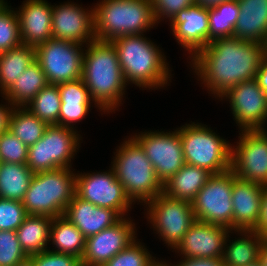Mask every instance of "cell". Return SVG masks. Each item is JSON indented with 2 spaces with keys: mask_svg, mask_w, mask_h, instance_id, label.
<instances>
[{
  "mask_svg": "<svg viewBox=\"0 0 267 266\" xmlns=\"http://www.w3.org/2000/svg\"><path fill=\"white\" fill-rule=\"evenodd\" d=\"M266 54L259 42L230 37L211 41L189 60L198 80L218 99L235 85L255 79Z\"/></svg>",
  "mask_w": 267,
  "mask_h": 266,
  "instance_id": "obj_1",
  "label": "cell"
},
{
  "mask_svg": "<svg viewBox=\"0 0 267 266\" xmlns=\"http://www.w3.org/2000/svg\"><path fill=\"white\" fill-rule=\"evenodd\" d=\"M84 49L82 80L95 107L112 113L122 103L127 83L112 42L94 40Z\"/></svg>",
  "mask_w": 267,
  "mask_h": 266,
  "instance_id": "obj_2",
  "label": "cell"
},
{
  "mask_svg": "<svg viewBox=\"0 0 267 266\" xmlns=\"http://www.w3.org/2000/svg\"><path fill=\"white\" fill-rule=\"evenodd\" d=\"M112 44L127 84L153 90L171 81V70L164 53L144 34L122 36L114 39Z\"/></svg>",
  "mask_w": 267,
  "mask_h": 266,
  "instance_id": "obj_3",
  "label": "cell"
},
{
  "mask_svg": "<svg viewBox=\"0 0 267 266\" xmlns=\"http://www.w3.org/2000/svg\"><path fill=\"white\" fill-rule=\"evenodd\" d=\"M93 7L96 40L144 34L157 24L151 0H102Z\"/></svg>",
  "mask_w": 267,
  "mask_h": 266,
  "instance_id": "obj_4",
  "label": "cell"
},
{
  "mask_svg": "<svg viewBox=\"0 0 267 266\" xmlns=\"http://www.w3.org/2000/svg\"><path fill=\"white\" fill-rule=\"evenodd\" d=\"M118 147L111 167L130 200L145 204L163 193V184L140 144L131 136Z\"/></svg>",
  "mask_w": 267,
  "mask_h": 266,
  "instance_id": "obj_5",
  "label": "cell"
},
{
  "mask_svg": "<svg viewBox=\"0 0 267 266\" xmlns=\"http://www.w3.org/2000/svg\"><path fill=\"white\" fill-rule=\"evenodd\" d=\"M58 168L34 173L22 200L26 214L55 218L64 215L75 195L76 173Z\"/></svg>",
  "mask_w": 267,
  "mask_h": 266,
  "instance_id": "obj_6",
  "label": "cell"
},
{
  "mask_svg": "<svg viewBox=\"0 0 267 266\" xmlns=\"http://www.w3.org/2000/svg\"><path fill=\"white\" fill-rule=\"evenodd\" d=\"M185 163L219 174L231 169L232 144L207 125L192 122L180 127Z\"/></svg>",
  "mask_w": 267,
  "mask_h": 266,
  "instance_id": "obj_7",
  "label": "cell"
},
{
  "mask_svg": "<svg viewBox=\"0 0 267 266\" xmlns=\"http://www.w3.org/2000/svg\"><path fill=\"white\" fill-rule=\"evenodd\" d=\"M77 132L57 124L48 125L42 138L29 146L26 165L33 173L71 168L80 148L81 136Z\"/></svg>",
  "mask_w": 267,
  "mask_h": 266,
  "instance_id": "obj_8",
  "label": "cell"
},
{
  "mask_svg": "<svg viewBox=\"0 0 267 266\" xmlns=\"http://www.w3.org/2000/svg\"><path fill=\"white\" fill-rule=\"evenodd\" d=\"M146 217L153 230L171 249L177 247L196 221L190 201L168 197L164 193L145 203ZM148 206V207H147Z\"/></svg>",
  "mask_w": 267,
  "mask_h": 266,
  "instance_id": "obj_9",
  "label": "cell"
},
{
  "mask_svg": "<svg viewBox=\"0 0 267 266\" xmlns=\"http://www.w3.org/2000/svg\"><path fill=\"white\" fill-rule=\"evenodd\" d=\"M236 179L231 169L209 177L191 202L196 220L233 230L232 187Z\"/></svg>",
  "mask_w": 267,
  "mask_h": 266,
  "instance_id": "obj_10",
  "label": "cell"
},
{
  "mask_svg": "<svg viewBox=\"0 0 267 266\" xmlns=\"http://www.w3.org/2000/svg\"><path fill=\"white\" fill-rule=\"evenodd\" d=\"M80 43L51 38L37 45L36 60L46 75L48 84L82 79L85 48Z\"/></svg>",
  "mask_w": 267,
  "mask_h": 266,
  "instance_id": "obj_11",
  "label": "cell"
},
{
  "mask_svg": "<svg viewBox=\"0 0 267 266\" xmlns=\"http://www.w3.org/2000/svg\"><path fill=\"white\" fill-rule=\"evenodd\" d=\"M232 146L231 170L238 179L267 186V130H241ZM236 147V148H235Z\"/></svg>",
  "mask_w": 267,
  "mask_h": 266,
  "instance_id": "obj_12",
  "label": "cell"
},
{
  "mask_svg": "<svg viewBox=\"0 0 267 266\" xmlns=\"http://www.w3.org/2000/svg\"><path fill=\"white\" fill-rule=\"evenodd\" d=\"M171 132L150 130L132 136L143 148L162 184L185 164L180 128Z\"/></svg>",
  "mask_w": 267,
  "mask_h": 266,
  "instance_id": "obj_13",
  "label": "cell"
},
{
  "mask_svg": "<svg viewBox=\"0 0 267 266\" xmlns=\"http://www.w3.org/2000/svg\"><path fill=\"white\" fill-rule=\"evenodd\" d=\"M75 194L95 206L110 208L125 217L132 207L123 185L116 178L114 169L103 172L76 173Z\"/></svg>",
  "mask_w": 267,
  "mask_h": 266,
  "instance_id": "obj_14",
  "label": "cell"
},
{
  "mask_svg": "<svg viewBox=\"0 0 267 266\" xmlns=\"http://www.w3.org/2000/svg\"><path fill=\"white\" fill-rule=\"evenodd\" d=\"M229 99L236 124L241 130H264L267 123V97L256 79L230 88L221 97Z\"/></svg>",
  "mask_w": 267,
  "mask_h": 266,
  "instance_id": "obj_15",
  "label": "cell"
},
{
  "mask_svg": "<svg viewBox=\"0 0 267 266\" xmlns=\"http://www.w3.org/2000/svg\"><path fill=\"white\" fill-rule=\"evenodd\" d=\"M128 217L86 238L82 266H103L136 239V227Z\"/></svg>",
  "mask_w": 267,
  "mask_h": 266,
  "instance_id": "obj_16",
  "label": "cell"
},
{
  "mask_svg": "<svg viewBox=\"0 0 267 266\" xmlns=\"http://www.w3.org/2000/svg\"><path fill=\"white\" fill-rule=\"evenodd\" d=\"M83 8L75 2L53 5L52 38L80 43L85 46L96 40L94 8Z\"/></svg>",
  "mask_w": 267,
  "mask_h": 266,
  "instance_id": "obj_17",
  "label": "cell"
},
{
  "mask_svg": "<svg viewBox=\"0 0 267 266\" xmlns=\"http://www.w3.org/2000/svg\"><path fill=\"white\" fill-rule=\"evenodd\" d=\"M229 233L236 230L196 220L174 250L181 258H222Z\"/></svg>",
  "mask_w": 267,
  "mask_h": 266,
  "instance_id": "obj_18",
  "label": "cell"
},
{
  "mask_svg": "<svg viewBox=\"0 0 267 266\" xmlns=\"http://www.w3.org/2000/svg\"><path fill=\"white\" fill-rule=\"evenodd\" d=\"M173 36L192 58L209 44L208 7L198 3L181 10L170 20Z\"/></svg>",
  "mask_w": 267,
  "mask_h": 266,
  "instance_id": "obj_19",
  "label": "cell"
},
{
  "mask_svg": "<svg viewBox=\"0 0 267 266\" xmlns=\"http://www.w3.org/2000/svg\"><path fill=\"white\" fill-rule=\"evenodd\" d=\"M16 11L22 44L37 46L52 38L53 5L46 0H25Z\"/></svg>",
  "mask_w": 267,
  "mask_h": 266,
  "instance_id": "obj_20",
  "label": "cell"
},
{
  "mask_svg": "<svg viewBox=\"0 0 267 266\" xmlns=\"http://www.w3.org/2000/svg\"><path fill=\"white\" fill-rule=\"evenodd\" d=\"M64 216L77 227L85 238L113 226L122 218L116 211L95 206L76 194L68 204Z\"/></svg>",
  "mask_w": 267,
  "mask_h": 266,
  "instance_id": "obj_21",
  "label": "cell"
},
{
  "mask_svg": "<svg viewBox=\"0 0 267 266\" xmlns=\"http://www.w3.org/2000/svg\"><path fill=\"white\" fill-rule=\"evenodd\" d=\"M264 186L236 179L232 187L233 230H252L260 216Z\"/></svg>",
  "mask_w": 267,
  "mask_h": 266,
  "instance_id": "obj_22",
  "label": "cell"
},
{
  "mask_svg": "<svg viewBox=\"0 0 267 266\" xmlns=\"http://www.w3.org/2000/svg\"><path fill=\"white\" fill-rule=\"evenodd\" d=\"M239 17L234 37L267 43V0H238Z\"/></svg>",
  "mask_w": 267,
  "mask_h": 266,
  "instance_id": "obj_23",
  "label": "cell"
},
{
  "mask_svg": "<svg viewBox=\"0 0 267 266\" xmlns=\"http://www.w3.org/2000/svg\"><path fill=\"white\" fill-rule=\"evenodd\" d=\"M211 175L207 169L185 163L163 183V193L174 199L192 202Z\"/></svg>",
  "mask_w": 267,
  "mask_h": 266,
  "instance_id": "obj_24",
  "label": "cell"
},
{
  "mask_svg": "<svg viewBox=\"0 0 267 266\" xmlns=\"http://www.w3.org/2000/svg\"><path fill=\"white\" fill-rule=\"evenodd\" d=\"M240 235L235 237L232 242L227 235L225 247L223 250L222 261L225 266H246L247 264L258 260L262 244L264 243L263 235L254 230H236ZM229 240V244H227Z\"/></svg>",
  "mask_w": 267,
  "mask_h": 266,
  "instance_id": "obj_25",
  "label": "cell"
},
{
  "mask_svg": "<svg viewBox=\"0 0 267 266\" xmlns=\"http://www.w3.org/2000/svg\"><path fill=\"white\" fill-rule=\"evenodd\" d=\"M47 84L46 75L39 62L35 60L2 97L6 100L5 103L9 102L13 107H27Z\"/></svg>",
  "mask_w": 267,
  "mask_h": 266,
  "instance_id": "obj_26",
  "label": "cell"
},
{
  "mask_svg": "<svg viewBox=\"0 0 267 266\" xmlns=\"http://www.w3.org/2000/svg\"><path fill=\"white\" fill-rule=\"evenodd\" d=\"M53 218L44 215L27 214L16 229L18 241L27 256L46 251L49 247L50 226Z\"/></svg>",
  "mask_w": 267,
  "mask_h": 266,
  "instance_id": "obj_27",
  "label": "cell"
},
{
  "mask_svg": "<svg viewBox=\"0 0 267 266\" xmlns=\"http://www.w3.org/2000/svg\"><path fill=\"white\" fill-rule=\"evenodd\" d=\"M36 60L35 46L21 44L0 53V92L3 95Z\"/></svg>",
  "mask_w": 267,
  "mask_h": 266,
  "instance_id": "obj_28",
  "label": "cell"
},
{
  "mask_svg": "<svg viewBox=\"0 0 267 266\" xmlns=\"http://www.w3.org/2000/svg\"><path fill=\"white\" fill-rule=\"evenodd\" d=\"M49 241L55 246L51 251L73 255L80 260L85 251L86 238L64 215L53 218Z\"/></svg>",
  "mask_w": 267,
  "mask_h": 266,
  "instance_id": "obj_29",
  "label": "cell"
},
{
  "mask_svg": "<svg viewBox=\"0 0 267 266\" xmlns=\"http://www.w3.org/2000/svg\"><path fill=\"white\" fill-rule=\"evenodd\" d=\"M33 175L25 164L0 162V198L22 202Z\"/></svg>",
  "mask_w": 267,
  "mask_h": 266,
  "instance_id": "obj_30",
  "label": "cell"
},
{
  "mask_svg": "<svg viewBox=\"0 0 267 266\" xmlns=\"http://www.w3.org/2000/svg\"><path fill=\"white\" fill-rule=\"evenodd\" d=\"M239 13L238 0H228L208 7L209 43L219 38L234 37Z\"/></svg>",
  "mask_w": 267,
  "mask_h": 266,
  "instance_id": "obj_31",
  "label": "cell"
},
{
  "mask_svg": "<svg viewBox=\"0 0 267 266\" xmlns=\"http://www.w3.org/2000/svg\"><path fill=\"white\" fill-rule=\"evenodd\" d=\"M47 126L26 107H14L8 130L29 147L42 138Z\"/></svg>",
  "mask_w": 267,
  "mask_h": 266,
  "instance_id": "obj_32",
  "label": "cell"
},
{
  "mask_svg": "<svg viewBox=\"0 0 267 266\" xmlns=\"http://www.w3.org/2000/svg\"><path fill=\"white\" fill-rule=\"evenodd\" d=\"M26 107L47 125H58L61 99L57 84H47Z\"/></svg>",
  "mask_w": 267,
  "mask_h": 266,
  "instance_id": "obj_33",
  "label": "cell"
},
{
  "mask_svg": "<svg viewBox=\"0 0 267 266\" xmlns=\"http://www.w3.org/2000/svg\"><path fill=\"white\" fill-rule=\"evenodd\" d=\"M135 239L103 266H156L159 260L153 257L143 243ZM156 260V261H155Z\"/></svg>",
  "mask_w": 267,
  "mask_h": 266,
  "instance_id": "obj_34",
  "label": "cell"
},
{
  "mask_svg": "<svg viewBox=\"0 0 267 266\" xmlns=\"http://www.w3.org/2000/svg\"><path fill=\"white\" fill-rule=\"evenodd\" d=\"M6 4L0 9V53L22 44L19 19L14 8Z\"/></svg>",
  "mask_w": 267,
  "mask_h": 266,
  "instance_id": "obj_35",
  "label": "cell"
},
{
  "mask_svg": "<svg viewBox=\"0 0 267 266\" xmlns=\"http://www.w3.org/2000/svg\"><path fill=\"white\" fill-rule=\"evenodd\" d=\"M28 148L9 130L0 134V162L26 165Z\"/></svg>",
  "mask_w": 267,
  "mask_h": 266,
  "instance_id": "obj_36",
  "label": "cell"
},
{
  "mask_svg": "<svg viewBox=\"0 0 267 266\" xmlns=\"http://www.w3.org/2000/svg\"><path fill=\"white\" fill-rule=\"evenodd\" d=\"M27 257L16 231H0V266H15Z\"/></svg>",
  "mask_w": 267,
  "mask_h": 266,
  "instance_id": "obj_37",
  "label": "cell"
},
{
  "mask_svg": "<svg viewBox=\"0 0 267 266\" xmlns=\"http://www.w3.org/2000/svg\"><path fill=\"white\" fill-rule=\"evenodd\" d=\"M26 215L21 201L0 198V231H16Z\"/></svg>",
  "mask_w": 267,
  "mask_h": 266,
  "instance_id": "obj_38",
  "label": "cell"
},
{
  "mask_svg": "<svg viewBox=\"0 0 267 266\" xmlns=\"http://www.w3.org/2000/svg\"><path fill=\"white\" fill-rule=\"evenodd\" d=\"M61 103H92L87 86L82 79L59 83ZM92 101V102H91Z\"/></svg>",
  "mask_w": 267,
  "mask_h": 266,
  "instance_id": "obj_39",
  "label": "cell"
},
{
  "mask_svg": "<svg viewBox=\"0 0 267 266\" xmlns=\"http://www.w3.org/2000/svg\"><path fill=\"white\" fill-rule=\"evenodd\" d=\"M34 266H82L81 260L73 255L53 252L49 249L29 256Z\"/></svg>",
  "mask_w": 267,
  "mask_h": 266,
  "instance_id": "obj_40",
  "label": "cell"
},
{
  "mask_svg": "<svg viewBox=\"0 0 267 266\" xmlns=\"http://www.w3.org/2000/svg\"><path fill=\"white\" fill-rule=\"evenodd\" d=\"M91 103H61L58 125L73 128L88 114Z\"/></svg>",
  "mask_w": 267,
  "mask_h": 266,
  "instance_id": "obj_41",
  "label": "cell"
},
{
  "mask_svg": "<svg viewBox=\"0 0 267 266\" xmlns=\"http://www.w3.org/2000/svg\"><path fill=\"white\" fill-rule=\"evenodd\" d=\"M156 22L163 19L170 21L178 12L195 3L194 0H151Z\"/></svg>",
  "mask_w": 267,
  "mask_h": 266,
  "instance_id": "obj_42",
  "label": "cell"
},
{
  "mask_svg": "<svg viewBox=\"0 0 267 266\" xmlns=\"http://www.w3.org/2000/svg\"><path fill=\"white\" fill-rule=\"evenodd\" d=\"M177 265L167 264L168 266H225L222 258H182Z\"/></svg>",
  "mask_w": 267,
  "mask_h": 266,
  "instance_id": "obj_43",
  "label": "cell"
},
{
  "mask_svg": "<svg viewBox=\"0 0 267 266\" xmlns=\"http://www.w3.org/2000/svg\"><path fill=\"white\" fill-rule=\"evenodd\" d=\"M262 195L260 216L257 225L252 229L260 235H263L267 231V186H264Z\"/></svg>",
  "mask_w": 267,
  "mask_h": 266,
  "instance_id": "obj_44",
  "label": "cell"
},
{
  "mask_svg": "<svg viewBox=\"0 0 267 266\" xmlns=\"http://www.w3.org/2000/svg\"><path fill=\"white\" fill-rule=\"evenodd\" d=\"M13 108L9 102L6 105L0 104V134L8 130L9 119Z\"/></svg>",
  "mask_w": 267,
  "mask_h": 266,
  "instance_id": "obj_45",
  "label": "cell"
},
{
  "mask_svg": "<svg viewBox=\"0 0 267 266\" xmlns=\"http://www.w3.org/2000/svg\"><path fill=\"white\" fill-rule=\"evenodd\" d=\"M255 79L257 80L260 88L265 92L267 97V54L260 63V67Z\"/></svg>",
  "mask_w": 267,
  "mask_h": 266,
  "instance_id": "obj_46",
  "label": "cell"
},
{
  "mask_svg": "<svg viewBox=\"0 0 267 266\" xmlns=\"http://www.w3.org/2000/svg\"><path fill=\"white\" fill-rule=\"evenodd\" d=\"M259 261L262 266H267V244L263 243L259 253Z\"/></svg>",
  "mask_w": 267,
  "mask_h": 266,
  "instance_id": "obj_47",
  "label": "cell"
},
{
  "mask_svg": "<svg viewBox=\"0 0 267 266\" xmlns=\"http://www.w3.org/2000/svg\"><path fill=\"white\" fill-rule=\"evenodd\" d=\"M194 1H195V3H198L201 6L211 7V6H214L216 4H219V3H222V2H225L228 0H194Z\"/></svg>",
  "mask_w": 267,
  "mask_h": 266,
  "instance_id": "obj_48",
  "label": "cell"
},
{
  "mask_svg": "<svg viewBox=\"0 0 267 266\" xmlns=\"http://www.w3.org/2000/svg\"><path fill=\"white\" fill-rule=\"evenodd\" d=\"M15 266H34V263L30 257H27L25 260L19 262Z\"/></svg>",
  "mask_w": 267,
  "mask_h": 266,
  "instance_id": "obj_49",
  "label": "cell"
},
{
  "mask_svg": "<svg viewBox=\"0 0 267 266\" xmlns=\"http://www.w3.org/2000/svg\"><path fill=\"white\" fill-rule=\"evenodd\" d=\"M246 266H262L259 259L258 260H255L249 264H247Z\"/></svg>",
  "mask_w": 267,
  "mask_h": 266,
  "instance_id": "obj_50",
  "label": "cell"
},
{
  "mask_svg": "<svg viewBox=\"0 0 267 266\" xmlns=\"http://www.w3.org/2000/svg\"><path fill=\"white\" fill-rule=\"evenodd\" d=\"M7 3V1L5 2L4 0H0V9H2Z\"/></svg>",
  "mask_w": 267,
  "mask_h": 266,
  "instance_id": "obj_51",
  "label": "cell"
},
{
  "mask_svg": "<svg viewBox=\"0 0 267 266\" xmlns=\"http://www.w3.org/2000/svg\"><path fill=\"white\" fill-rule=\"evenodd\" d=\"M156 266H168L167 262H162V260Z\"/></svg>",
  "mask_w": 267,
  "mask_h": 266,
  "instance_id": "obj_52",
  "label": "cell"
},
{
  "mask_svg": "<svg viewBox=\"0 0 267 266\" xmlns=\"http://www.w3.org/2000/svg\"><path fill=\"white\" fill-rule=\"evenodd\" d=\"M264 243L267 244V231L263 234Z\"/></svg>",
  "mask_w": 267,
  "mask_h": 266,
  "instance_id": "obj_53",
  "label": "cell"
}]
</instances>
